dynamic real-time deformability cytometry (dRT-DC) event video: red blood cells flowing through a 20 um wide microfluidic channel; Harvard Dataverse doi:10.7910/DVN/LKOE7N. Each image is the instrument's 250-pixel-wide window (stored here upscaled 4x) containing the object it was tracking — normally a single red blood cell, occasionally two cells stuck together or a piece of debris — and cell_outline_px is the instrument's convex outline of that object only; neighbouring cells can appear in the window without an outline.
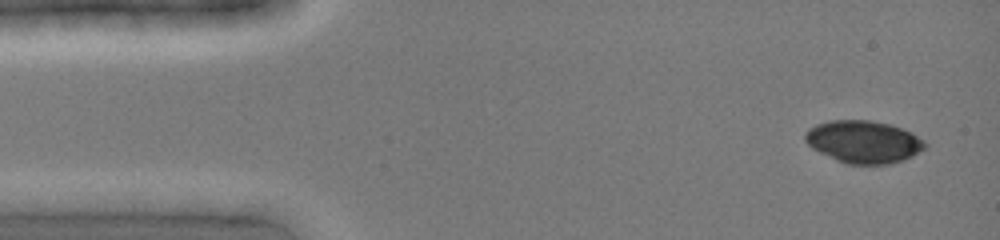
{"species": "common noctule bat (a hibernating species)", "species_latin": "Nyctalus noctula", "temperature_condition": "cold", "stored_images_in_passage": 5, "camera_frame_rate_fps": 3000, "um_per_image_px": 0.085, "animal": {"sex": "female", "body_mass_g": 19.0, "forearm_length_mm": 51.5}, "frame": {"image": 1, "passage_image": 1, "time_ms": 0.0, "image_size_px": [1000, 240], "cell_outline_px": [[928, 144], [924, 148], [912, 156], [904, 160], [892, 164], [848, 164], [836, 160], [812, 148], [804, 140], [804, 132], [808, 128], [816, 124], [828, 120], [868, 120], [892, 124], [912, 132], [924, 140]], "centroid_in_image_um": [73.4, 12.04], "position_along_channel_um": 11.6, "area_um2": 29.94}}